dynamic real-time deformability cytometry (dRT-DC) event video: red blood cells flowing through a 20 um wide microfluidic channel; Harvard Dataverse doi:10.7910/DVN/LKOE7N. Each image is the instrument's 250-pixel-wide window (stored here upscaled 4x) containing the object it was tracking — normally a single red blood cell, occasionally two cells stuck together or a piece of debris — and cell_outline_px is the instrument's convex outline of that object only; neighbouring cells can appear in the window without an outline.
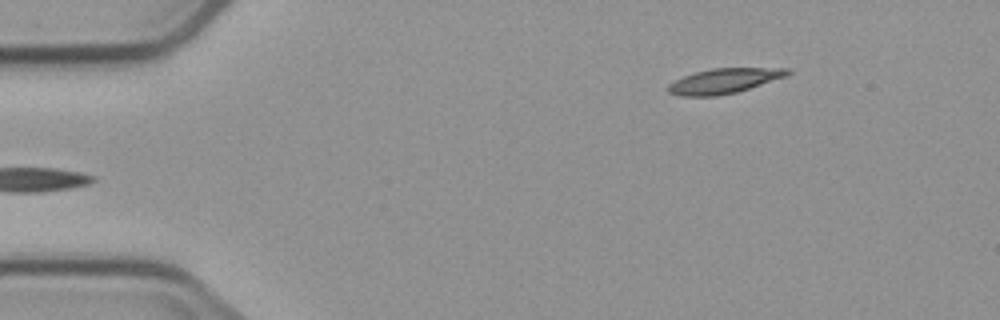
{"species": "common noctule bat (a hibernating species)", "species_latin": "Nyctalus noctula", "temperature_condition": "cold", "stored_images_in_passage": 4, "camera_frame_rate_fps": 3000, "um_per_image_px": 0.085, "animal": {"sex": "male", "body_mass_g": 23.1, "forearm_length_mm": 52.7}, "frame": {"image": 1, "passage_image": 4, "time_ms": 3.667, "image_size_px": [1000, 320], "cell_outline_px": [[792, 72], [788, 76], [736, 92], [716, 96], [680, 96], [668, 92], [668, 84], [684, 76], [696, 72], [712, 68], [792, 68]], "centroid_in_image_um": [61.59, 6.87], "position_along_channel_um": 23.4, "area_um2": 17.34}}